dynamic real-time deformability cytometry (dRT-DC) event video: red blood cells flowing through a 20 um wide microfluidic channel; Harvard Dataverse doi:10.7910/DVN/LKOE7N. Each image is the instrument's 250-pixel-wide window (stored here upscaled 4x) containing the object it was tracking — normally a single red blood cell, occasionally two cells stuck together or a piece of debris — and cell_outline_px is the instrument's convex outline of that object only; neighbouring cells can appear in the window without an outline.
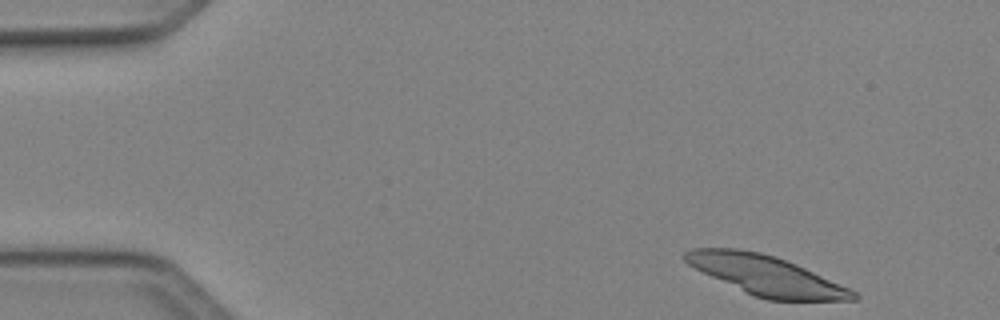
{"species": "Egyptian fruit bat (a non-hibernating species)", "species_latin": "Rousettus aegyptiacus", "temperature_condition": "cold", "stored_images_in_passage": 45, "segment_of_instrument_passage": [1, 2], "camera_frame_rate_fps": 3000, "um_per_image_px": 0.085, "animal": {"sex": "female"}, "frame": {"image": 1, "passage_image": 1, "time_ms": 0.0, "image_size_px": [1000, 320], "cell_outline_px": [[860, 296], [856, 300], [768, 300], [752, 296], [688, 264], [680, 256], [684, 252], [692, 248], [736, 248], [760, 252], [796, 264], [848, 288], [856, 292]], "centroid_in_image_um": [65.09, 23.41], "position_along_channel_um": 19.9, "area_um2": 38.26}}